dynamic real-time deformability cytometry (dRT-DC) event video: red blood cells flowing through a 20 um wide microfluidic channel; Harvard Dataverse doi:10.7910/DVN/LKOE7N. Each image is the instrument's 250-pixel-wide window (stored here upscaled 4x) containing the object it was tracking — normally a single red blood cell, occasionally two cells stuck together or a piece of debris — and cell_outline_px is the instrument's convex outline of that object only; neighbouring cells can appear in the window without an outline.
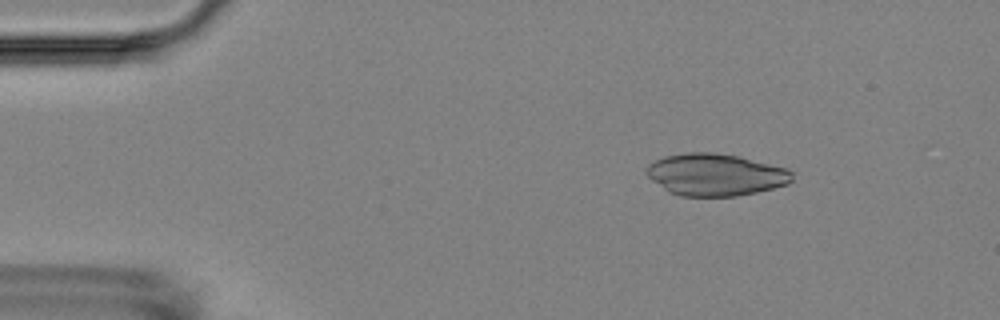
{"species": "Egyptian fruit bat (a non-hibernating species)", "species_latin": "Rousettus aegyptiacus", "temperature_condition": "room temperature", "stored_images_in_passage": 8, "camera_frame_rate_fps": 3000, "um_per_image_px": 0.085, "animal": {"sex": "female"}, "frame": {"image": 1, "passage_image": 3, "time_ms": 2.333, "image_size_px": [1000, 320], "cell_outline_px": [[792, 180], [788, 184], [756, 192], [736, 196], [680, 196], [668, 192], [652, 180], [644, 172], [644, 168], [648, 164], [664, 156], [688, 152], [712, 152], [740, 156], [788, 168], [792, 172]], "centroid_in_image_um": [60.79, 14.84], "position_along_channel_um": 24.2, "area_um2": 35.95}}